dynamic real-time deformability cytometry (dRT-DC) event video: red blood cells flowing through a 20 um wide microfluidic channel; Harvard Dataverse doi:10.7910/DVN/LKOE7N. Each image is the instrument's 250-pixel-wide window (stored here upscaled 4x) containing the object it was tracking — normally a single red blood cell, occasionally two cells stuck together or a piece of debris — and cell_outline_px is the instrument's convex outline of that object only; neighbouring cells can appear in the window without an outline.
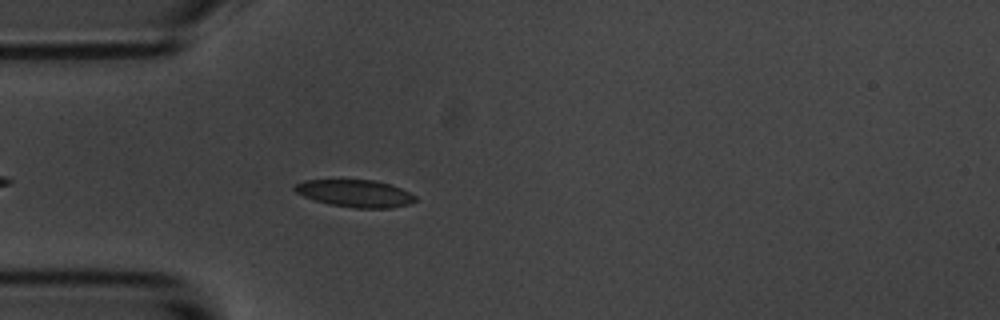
{"species": "common noctule bat (a hibernating species)", "species_latin": "Nyctalus noctula", "temperature_condition": "room temperature", "stored_images_in_passage": 36, "camera_frame_rate_fps": 3000, "um_per_image_px": 0.085, "animal": {"sex": "male", "body_mass_g": 20.1, "forearm_length_mm": 53.5}, "frame": {"image": 1, "passage_image": 5, "time_ms": 1.333, "image_size_px": [1000, 320], "cell_outline_px": [[416, 200], [408, 204], [392, 208], [356, 208], [328, 204], [304, 196], [296, 192], [292, 188], [296, 184], [304, 180], [372, 180], [392, 184], [416, 196]], "centroid_in_image_um": [30.19, 16.44], "position_along_channel_um": 54.8, "area_um2": 19.07}}
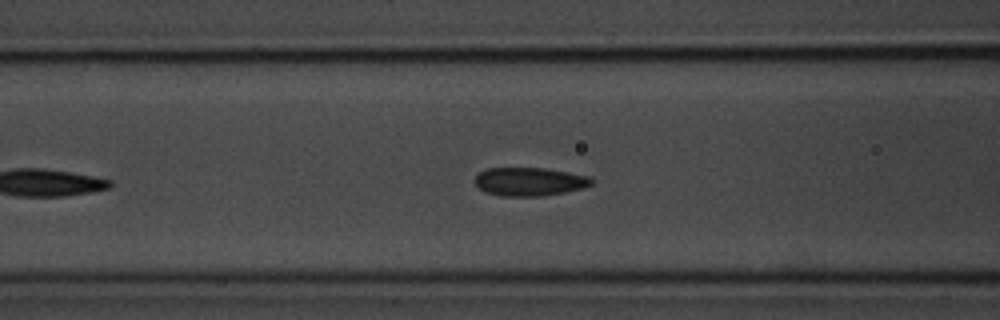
{"frame": {"image": 2, "passage_image": 11, "time_ms": 3.333, "image_size_px": [1000, 320], "cell_outline_px": [[592, 184], [584, 188], [544, 196], [500, 196], [484, 192], [476, 184], [476, 176], [480, 172], [488, 168], [544, 168], [568, 172], [588, 176], [592, 180]], "centroid_in_image_um": [45.01, 15.44], "position_along_channel_um": 121.6, "area_um2": 19.25}}
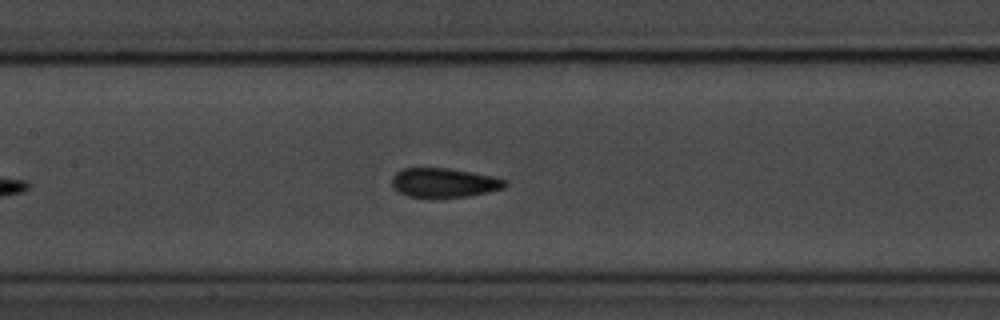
{"frame": {"image": 3, "passage_image": 15, "time_ms": 4.667, "image_size_px": [1000, 320], "cell_outline_px": [[508, 184], [504, 188], [488, 192], [468, 196], [408, 196], [392, 188], [392, 176], [400, 168], [448, 168], [492, 176], [504, 180]], "centroid_in_image_um": [37.71, 15.51], "position_along_channel_um": 169.7, "area_um2": 18.96}, "authors_computed_cell_mechanics": {"area_um2": 18.9295, "velocity_mm_per_s": 3.6101, "shape_relaxation_time_tau1_ms": null, "shape_relaxation_time_tau2_ms": 1.7716, "deformation_change_tau1": null, "deformation_change_tau2": 0.0923}}